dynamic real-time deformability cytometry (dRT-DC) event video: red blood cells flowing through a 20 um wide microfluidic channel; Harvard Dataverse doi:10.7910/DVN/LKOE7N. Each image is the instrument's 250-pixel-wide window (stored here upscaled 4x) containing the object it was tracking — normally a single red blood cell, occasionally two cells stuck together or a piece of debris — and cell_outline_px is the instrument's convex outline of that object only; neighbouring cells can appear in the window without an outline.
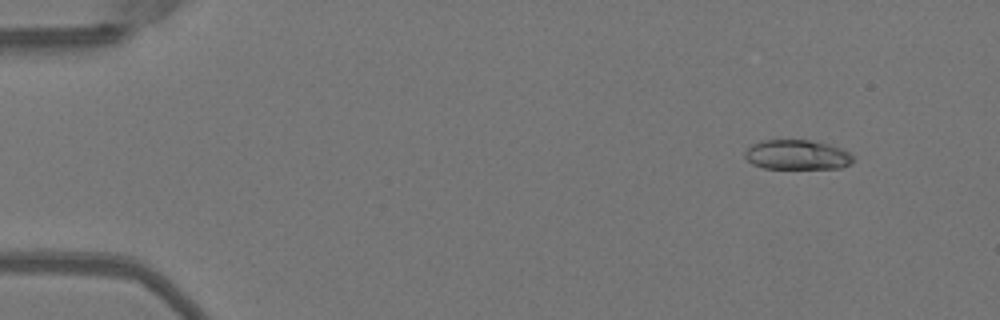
{"species": "Egyptian fruit bat (a non-hibernating species)", "species_latin": "Rousettus aegyptiacus", "temperature_condition": "warm", "stored_images_in_passage": 51, "camera_frame_rate_fps": 3000, "um_per_image_px": 0.085, "animal": {"sex": "female"}, "frame": {"image": 1, "passage_image": 5, "time_ms": 1.333, "image_size_px": [1000, 320], "cell_outline_px": [[852, 164], [840, 168], [764, 168], [752, 164], [744, 156], [744, 152], [752, 144], [760, 140], [808, 140], [828, 144], [840, 148], [848, 152], [852, 156]], "centroid_in_image_um": [67.72, 13.16], "position_along_channel_um": 17.3, "area_um2": 18.67}}
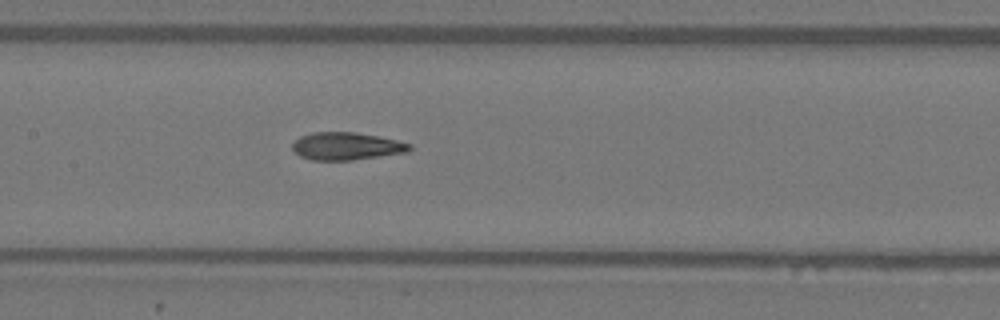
{"frame": {"image": 2, "passage_image": 25, "time_ms": 8.0, "image_size_px": [1000, 320], "cell_outline_px": [[412, 148], [408, 152], [352, 160], [312, 160], [300, 156], [292, 148], [292, 144], [300, 136], [312, 132], [356, 132], [380, 136], [412, 144]], "centroid_in_image_um": [29.46, 12.42], "position_along_channel_um": 177.9, "area_um2": 18.9}}
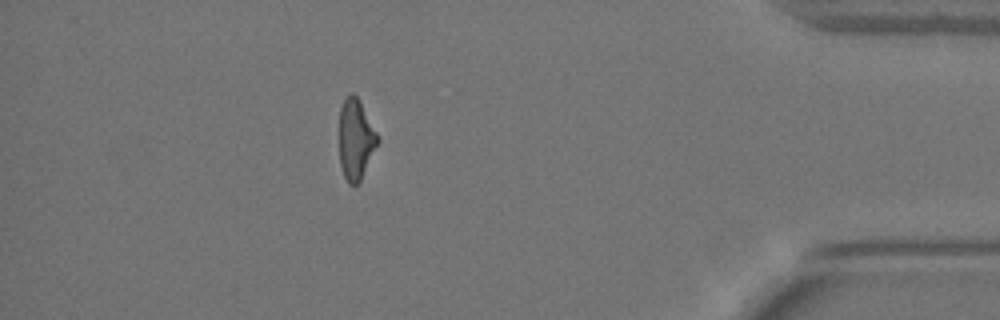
{"frame": {"image": 3, "passage_image": 45, "time_ms": 14.667, "image_size_px": [1000, 320], "cell_outline_px": [[380, 140], [360, 180], [356, 184], [348, 184], [344, 176], [340, 164], [340, 108], [344, 100], [352, 92], [360, 100]], "centroid_in_image_um": [30.24, 11.84], "position_along_channel_um": 405.0, "area_um2": 17.69}, "authors_computed_cell_mechanics": {"area_um2": 19.0162, "velocity_mm_per_s": 4.0483, "shape_relaxation_time_tau1_ms": 6.0478, "shape_relaxation_time_tau2_ms": 1.9277, "deformation_change_tau1": 0.2185, "deformation_change_tau2": 0.097}}